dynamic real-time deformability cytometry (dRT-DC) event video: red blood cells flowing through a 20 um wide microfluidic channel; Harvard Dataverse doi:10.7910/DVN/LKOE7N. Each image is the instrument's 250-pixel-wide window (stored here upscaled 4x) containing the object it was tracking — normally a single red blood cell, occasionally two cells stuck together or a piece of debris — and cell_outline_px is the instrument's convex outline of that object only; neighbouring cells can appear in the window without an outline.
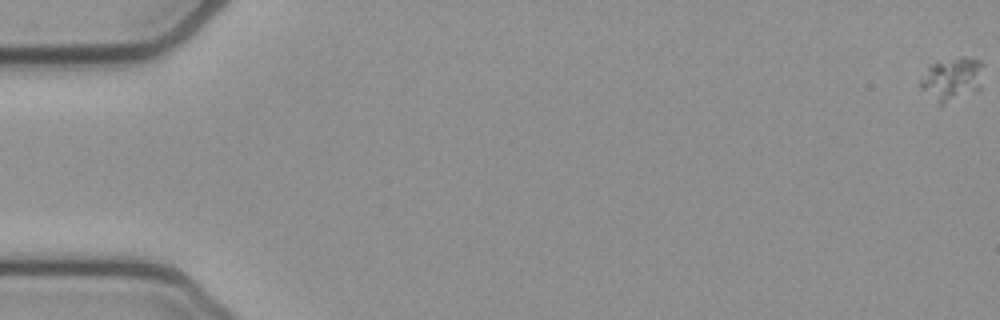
{"species": "common noctule bat (a hibernating species)", "species_latin": "Nyctalus noctula", "temperature_condition": "cold", "stored_images_in_passage": 14, "camera_frame_rate_fps": 3000, "um_per_image_px": 0.085, "animal": {"sex": "female", "body_mass_g": 21.9}, "frame": {"image": 1, "passage_image": 1, "time_ms": 0.0, "image_size_px": [1000, 320], "cell_outline_px": [[984, 64], [980, 88], [976, 92], [944, 104], [940, 104], [920, 88], [920, 80], [928, 64], [936, 60], [960, 56], [964, 56], [980, 60]], "centroid_in_image_um": [80.93, 6.67], "position_along_channel_um": 4.1, "area_um2": 16.42}}